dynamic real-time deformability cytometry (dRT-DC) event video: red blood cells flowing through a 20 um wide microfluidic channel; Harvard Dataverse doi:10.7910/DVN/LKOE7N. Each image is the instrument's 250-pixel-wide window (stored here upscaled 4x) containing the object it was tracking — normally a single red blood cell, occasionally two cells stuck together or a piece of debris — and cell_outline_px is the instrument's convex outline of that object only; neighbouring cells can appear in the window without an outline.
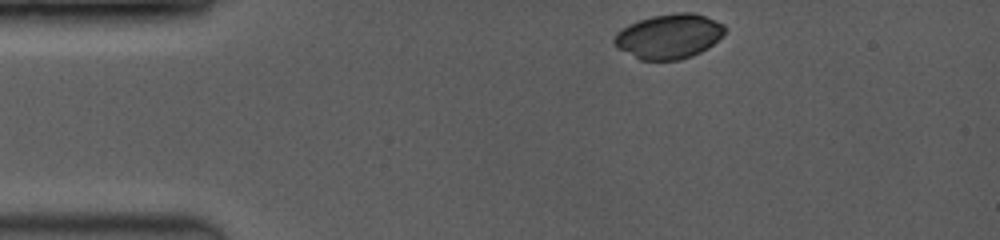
{"species": "common noctule bat (a hibernating species)", "species_latin": "Nyctalus noctula", "temperature_condition": "room temperature", "stored_images_in_passage": 39, "camera_frame_rate_fps": 3500, "um_per_image_px": 0.085, "animal": {"sex": "female", "body_mass_g": 19.0, "forearm_length_mm": 53.3}, "frame": {"image": 1, "passage_image": 1, "time_ms": 0.0, "image_size_px": [1000, 240], "cell_outline_px": [[724, 36], [708, 48], [692, 56], [680, 60], [640, 60], [616, 48], [612, 40], [616, 32], [640, 20], [652, 16], [680, 12], [688, 12], [704, 16], [724, 24]], "centroid_in_image_um": [56.86, 3.11], "position_along_channel_um": 28.1, "area_um2": 28.73}}
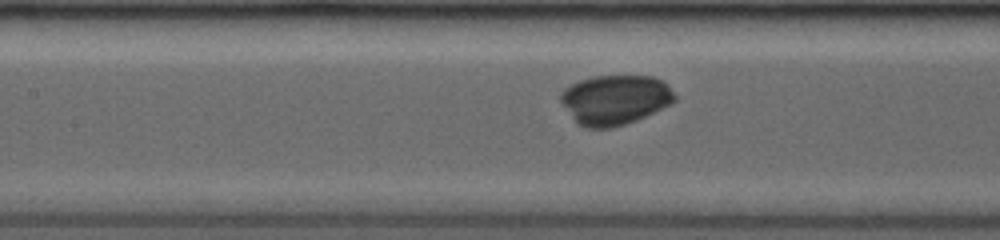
{"frame": {"image": 2, "passage_image": 17, "time_ms": 4.571, "image_size_px": [1000, 240], "cell_outline_px": [[676, 100], [672, 104], [636, 120], [612, 128], [584, 128], [576, 124], [560, 100], [560, 92], [564, 88], [580, 80], [592, 76], [652, 76], [664, 80], [668, 84], [676, 96]], "centroid_in_image_um": [52.28, 8.48], "position_along_channel_um": 155.1, "area_um2": 33.35}}
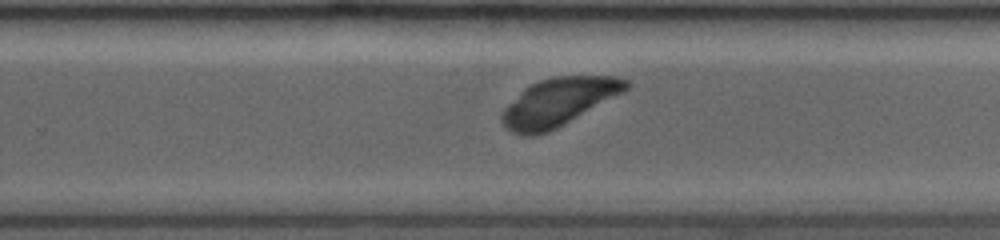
{"frame": {"image": 3, "passage_image": 28, "time_ms": 7.714, "image_size_px": [1000, 240], "cell_outline_px": [[632, 84], [624, 92], [556, 128], [548, 132], [532, 136], [524, 136], [512, 132], [500, 120], [500, 116], [504, 108], [528, 84], [552, 76], [616, 76], [628, 80]], "centroid_in_image_um": [47.47, 8.66], "position_along_channel_um": 282.3, "area_um2": 34.51}}